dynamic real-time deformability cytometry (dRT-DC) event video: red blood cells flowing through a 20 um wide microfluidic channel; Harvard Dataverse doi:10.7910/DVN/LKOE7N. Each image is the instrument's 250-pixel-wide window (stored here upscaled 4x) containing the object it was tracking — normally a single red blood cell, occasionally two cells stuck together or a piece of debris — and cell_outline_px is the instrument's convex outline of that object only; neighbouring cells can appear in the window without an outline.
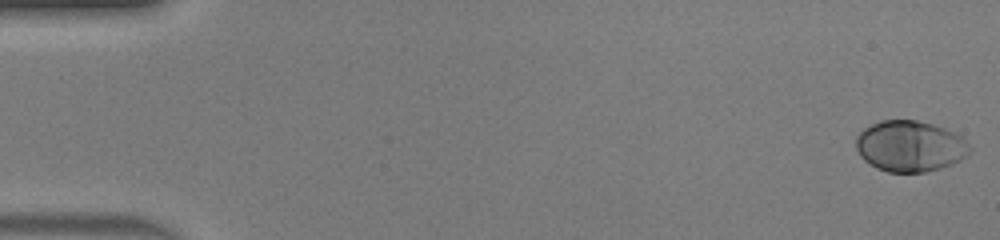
{"species": "human", "species_latin": "Homo sapiens", "temperature_condition": "warm", "stored_images_in_passage": 48, "camera_frame_rate_fps": 3000, "um_per_image_px": 0.085, "donor": {"sex": "male"}, "frame": {"image": 1, "passage_image": 1, "time_ms": 0.0, "image_size_px": [1000, 240], "cell_outline_px": [[972, 152], [960, 160], [952, 164], [940, 168], [924, 172], [888, 172], [876, 168], [864, 160], [860, 156], [856, 148], [856, 136], [864, 128], [880, 120], [916, 120], [932, 124], [956, 132], [972, 148]], "centroid_in_image_um": [77.35, 12.42], "position_along_channel_um": 7.6, "area_um2": 33.93}}
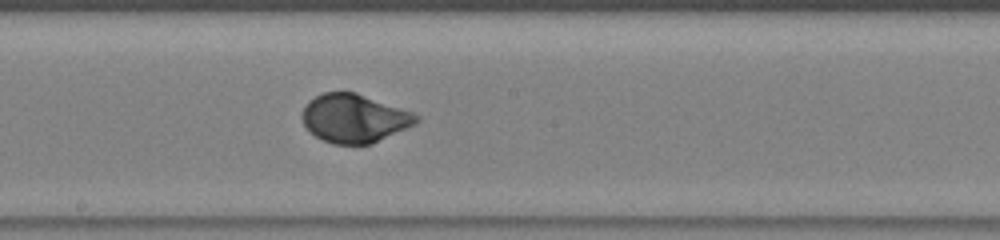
{"frame": {"image": 2, "passage_image": 27, "time_ms": 8.667, "image_size_px": [1000, 240], "cell_outline_px": [[420, 120], [416, 124], [372, 144], [332, 144], [316, 136], [304, 124], [300, 116], [308, 100], [324, 92], [356, 92], [412, 112], [420, 116]], "centroid_in_image_um": [30.12, 10.06], "position_along_channel_um": 218.1, "area_um2": 32.19}}
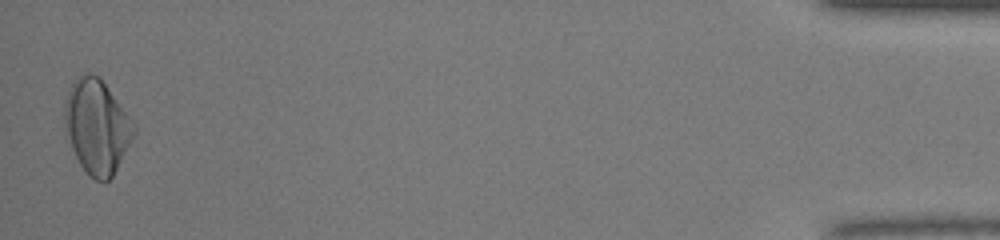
{"frame": {"image": 3, "passage_image": 48, "time_ms": 15.667, "image_size_px": [1000, 240], "cell_outline_px": [[136, 132], [112, 176], [108, 180], [96, 180], [88, 176], [80, 164], [72, 148], [64, 124], [64, 104], [68, 88], [72, 80], [84, 72], [92, 72], [100, 76], [136, 128]], "centroid_in_image_um": [8.19, 10.71], "position_along_channel_um": 427.0, "area_um2": 37.69}, "authors_computed_cell_mechanics": {"area_um2": 32.368, "velocity_mm_per_s": 4.2787, "shape_relaxation_time_tau1_ms": 2.5505, "shape_relaxation_time_tau2_ms": null, "deformation_change_tau1": 0.1765, "deformation_change_tau2": null}}